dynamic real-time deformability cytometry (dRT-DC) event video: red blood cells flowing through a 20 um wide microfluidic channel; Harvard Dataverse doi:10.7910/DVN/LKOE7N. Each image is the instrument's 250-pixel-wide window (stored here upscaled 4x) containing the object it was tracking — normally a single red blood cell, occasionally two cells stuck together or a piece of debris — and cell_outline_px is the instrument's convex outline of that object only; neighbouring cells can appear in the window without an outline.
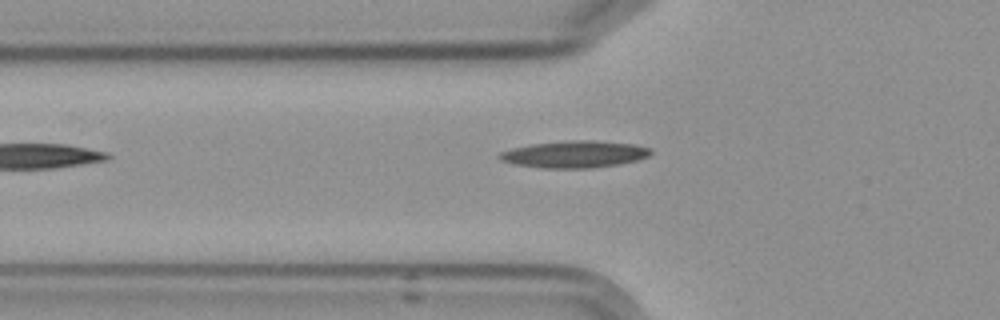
{"species": "Egyptian fruit bat (a non-hibernating species)", "species_latin": "Rousettus aegyptiacus", "temperature_condition": "cold", "stored_images_in_passage": 7, "camera_frame_rate_fps": 3000, "um_per_image_px": 0.085, "frame": {"image": 1, "passage_image": 6, "time_ms": 6.0, "image_size_px": [1000, 320], "cell_outline_px": [[652, 152], [648, 156], [636, 160], [616, 164], [588, 168], [540, 168], [512, 164], [500, 160], [496, 156], [500, 152], [512, 148], [532, 144], [572, 140], [592, 140], [636, 144], [652, 148]], "centroid_in_image_um": [48.8, 13.11], "position_along_channel_um": 77.0, "area_um2": 23.76}}
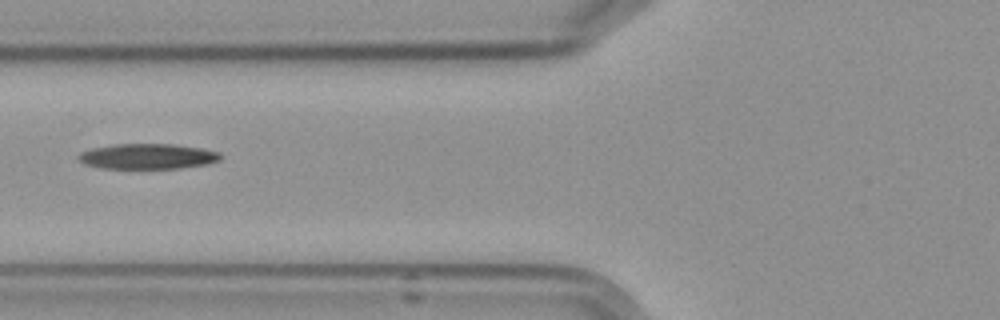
{"frame": {"image": 2, "passage_image": 7, "time_ms": 7.0, "image_size_px": [1000, 320], "cell_outline_px": [[224, 156], [220, 160], [208, 164], [180, 168], [100, 168], [84, 164], [76, 156], [80, 152], [92, 148], [112, 144], [172, 144], [200, 148], [220, 152]], "centroid_in_image_um": [12.55, 13.29], "position_along_channel_um": 113.2, "area_um2": 21.1}}